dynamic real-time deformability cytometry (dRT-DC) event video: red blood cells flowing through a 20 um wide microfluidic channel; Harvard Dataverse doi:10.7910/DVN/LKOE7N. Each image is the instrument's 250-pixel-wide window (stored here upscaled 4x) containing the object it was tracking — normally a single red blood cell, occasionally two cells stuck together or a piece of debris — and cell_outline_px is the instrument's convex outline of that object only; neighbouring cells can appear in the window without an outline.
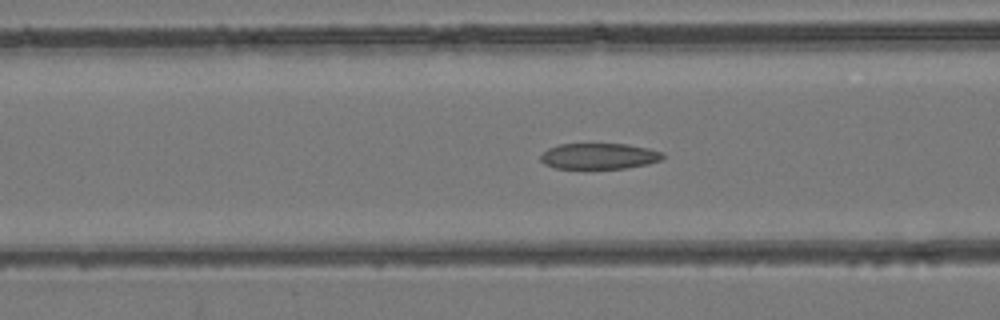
{"species": "common noctule bat (a hibernating species)", "species_latin": "Nyctalus noctula", "temperature_condition": "room temperature", "stored_images_in_passage": 40, "camera_frame_rate_fps": 3000, "um_per_image_px": 0.085, "animal": {"sex": "female", "body_mass_g": 24.6, "forearm_length_mm": 56.2}, "frame": {"image": 1, "passage_image": 10, "time_ms": 3.0, "image_size_px": [1000, 320], "cell_outline_px": [[664, 156], [660, 160], [648, 164], [624, 168], [556, 168], [544, 164], [540, 160], [540, 156], [548, 148], [560, 144], [628, 144], [648, 148], [664, 152]], "centroid_in_image_um": [50.93, 13.26], "position_along_channel_um": 115.7, "area_um2": 18.38}}
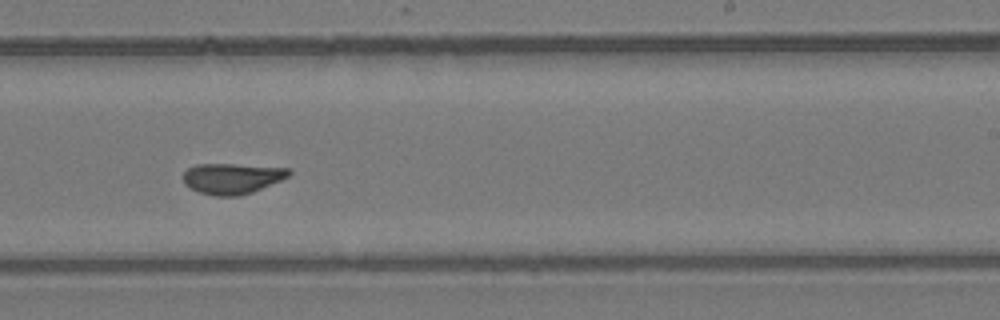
{"frame": {"image": 2, "passage_image": 21, "time_ms": 6.667, "image_size_px": [1000, 320], "cell_outline_px": [[292, 172], [288, 176], [280, 180], [252, 192], [240, 196], [216, 196], [200, 192], [184, 184], [184, 172], [188, 168], [196, 164], [232, 164], [288, 168]], "centroid_in_image_um": [19.71, 15.16], "position_along_channel_um": 269.3, "area_um2": 18.67}}
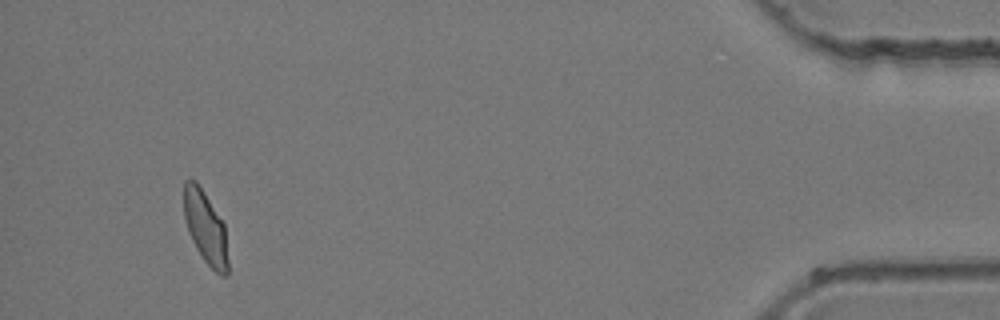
{"frame": {"image": 3, "passage_image": 37, "time_ms": 12.0, "image_size_px": [1000, 320], "cell_outline_px": [[228, 276], [220, 276], [204, 260], [196, 248], [188, 232], [184, 216], [184, 180], [196, 180], [204, 192], [224, 224], [228, 260]], "centroid_in_image_um": [17.47, 19.36], "position_along_channel_um": 417.7, "area_um2": 18.55}}